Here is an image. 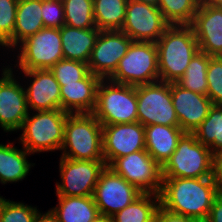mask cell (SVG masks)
Returning <instances> with one entry per match:
<instances>
[{
    "instance_id": "1",
    "label": "cell",
    "mask_w": 222,
    "mask_h": 222,
    "mask_svg": "<svg viewBox=\"0 0 222 222\" xmlns=\"http://www.w3.org/2000/svg\"><path fill=\"white\" fill-rule=\"evenodd\" d=\"M221 189L214 177H162L160 206L172 213L194 219H207Z\"/></svg>"
},
{
    "instance_id": "2",
    "label": "cell",
    "mask_w": 222,
    "mask_h": 222,
    "mask_svg": "<svg viewBox=\"0 0 222 222\" xmlns=\"http://www.w3.org/2000/svg\"><path fill=\"white\" fill-rule=\"evenodd\" d=\"M160 81L177 83L193 56L199 52L190 25H170L156 42Z\"/></svg>"
},
{
    "instance_id": "3",
    "label": "cell",
    "mask_w": 222,
    "mask_h": 222,
    "mask_svg": "<svg viewBox=\"0 0 222 222\" xmlns=\"http://www.w3.org/2000/svg\"><path fill=\"white\" fill-rule=\"evenodd\" d=\"M102 132L103 125L92 113L68 114L61 157L104 161Z\"/></svg>"
},
{
    "instance_id": "4",
    "label": "cell",
    "mask_w": 222,
    "mask_h": 222,
    "mask_svg": "<svg viewBox=\"0 0 222 222\" xmlns=\"http://www.w3.org/2000/svg\"><path fill=\"white\" fill-rule=\"evenodd\" d=\"M69 113L61 109L35 111L28 116L20 128V142L31 155L37 152L60 150L64 141V127Z\"/></svg>"
},
{
    "instance_id": "5",
    "label": "cell",
    "mask_w": 222,
    "mask_h": 222,
    "mask_svg": "<svg viewBox=\"0 0 222 222\" xmlns=\"http://www.w3.org/2000/svg\"><path fill=\"white\" fill-rule=\"evenodd\" d=\"M213 161L211 150L200 143L193 133L185 132L171 157L162 166V177H213Z\"/></svg>"
},
{
    "instance_id": "6",
    "label": "cell",
    "mask_w": 222,
    "mask_h": 222,
    "mask_svg": "<svg viewBox=\"0 0 222 222\" xmlns=\"http://www.w3.org/2000/svg\"><path fill=\"white\" fill-rule=\"evenodd\" d=\"M92 114L102 125L137 122L136 87L102 79Z\"/></svg>"
},
{
    "instance_id": "7",
    "label": "cell",
    "mask_w": 222,
    "mask_h": 222,
    "mask_svg": "<svg viewBox=\"0 0 222 222\" xmlns=\"http://www.w3.org/2000/svg\"><path fill=\"white\" fill-rule=\"evenodd\" d=\"M108 79L135 87L160 81L156 43L133 41Z\"/></svg>"
},
{
    "instance_id": "8",
    "label": "cell",
    "mask_w": 222,
    "mask_h": 222,
    "mask_svg": "<svg viewBox=\"0 0 222 222\" xmlns=\"http://www.w3.org/2000/svg\"><path fill=\"white\" fill-rule=\"evenodd\" d=\"M17 64L21 71L50 69L64 59L60 28L44 27L18 45Z\"/></svg>"
},
{
    "instance_id": "9",
    "label": "cell",
    "mask_w": 222,
    "mask_h": 222,
    "mask_svg": "<svg viewBox=\"0 0 222 222\" xmlns=\"http://www.w3.org/2000/svg\"><path fill=\"white\" fill-rule=\"evenodd\" d=\"M138 122L143 126H179L171 97V83L157 81L136 86Z\"/></svg>"
},
{
    "instance_id": "10",
    "label": "cell",
    "mask_w": 222,
    "mask_h": 222,
    "mask_svg": "<svg viewBox=\"0 0 222 222\" xmlns=\"http://www.w3.org/2000/svg\"><path fill=\"white\" fill-rule=\"evenodd\" d=\"M108 167L142 193L161 192L162 167L146 150L116 158Z\"/></svg>"
},
{
    "instance_id": "11",
    "label": "cell",
    "mask_w": 222,
    "mask_h": 222,
    "mask_svg": "<svg viewBox=\"0 0 222 222\" xmlns=\"http://www.w3.org/2000/svg\"><path fill=\"white\" fill-rule=\"evenodd\" d=\"M62 183H56L57 196H92L105 161L75 160L60 157Z\"/></svg>"
},
{
    "instance_id": "12",
    "label": "cell",
    "mask_w": 222,
    "mask_h": 222,
    "mask_svg": "<svg viewBox=\"0 0 222 222\" xmlns=\"http://www.w3.org/2000/svg\"><path fill=\"white\" fill-rule=\"evenodd\" d=\"M169 26L158 7L128 0L125 21L120 31L134 42L156 43Z\"/></svg>"
},
{
    "instance_id": "13",
    "label": "cell",
    "mask_w": 222,
    "mask_h": 222,
    "mask_svg": "<svg viewBox=\"0 0 222 222\" xmlns=\"http://www.w3.org/2000/svg\"><path fill=\"white\" fill-rule=\"evenodd\" d=\"M142 192L108 166L101 172L93 192L99 214L113 216L136 200Z\"/></svg>"
},
{
    "instance_id": "14",
    "label": "cell",
    "mask_w": 222,
    "mask_h": 222,
    "mask_svg": "<svg viewBox=\"0 0 222 222\" xmlns=\"http://www.w3.org/2000/svg\"><path fill=\"white\" fill-rule=\"evenodd\" d=\"M133 40L120 30L100 31L88 62L90 72L108 79L127 53Z\"/></svg>"
},
{
    "instance_id": "15",
    "label": "cell",
    "mask_w": 222,
    "mask_h": 222,
    "mask_svg": "<svg viewBox=\"0 0 222 222\" xmlns=\"http://www.w3.org/2000/svg\"><path fill=\"white\" fill-rule=\"evenodd\" d=\"M0 78V127L5 132L19 130L29 112L26 91L14 78L13 68L2 69Z\"/></svg>"
},
{
    "instance_id": "16",
    "label": "cell",
    "mask_w": 222,
    "mask_h": 222,
    "mask_svg": "<svg viewBox=\"0 0 222 222\" xmlns=\"http://www.w3.org/2000/svg\"><path fill=\"white\" fill-rule=\"evenodd\" d=\"M103 158L109 166L116 158L145 150V128L137 122L103 125Z\"/></svg>"
},
{
    "instance_id": "17",
    "label": "cell",
    "mask_w": 222,
    "mask_h": 222,
    "mask_svg": "<svg viewBox=\"0 0 222 222\" xmlns=\"http://www.w3.org/2000/svg\"><path fill=\"white\" fill-rule=\"evenodd\" d=\"M199 51L211 57L222 56V8L201 1L190 24Z\"/></svg>"
},
{
    "instance_id": "18",
    "label": "cell",
    "mask_w": 222,
    "mask_h": 222,
    "mask_svg": "<svg viewBox=\"0 0 222 222\" xmlns=\"http://www.w3.org/2000/svg\"><path fill=\"white\" fill-rule=\"evenodd\" d=\"M171 97L179 127L188 133H193L213 106L208 96L186 90L177 83H171Z\"/></svg>"
},
{
    "instance_id": "19",
    "label": "cell",
    "mask_w": 222,
    "mask_h": 222,
    "mask_svg": "<svg viewBox=\"0 0 222 222\" xmlns=\"http://www.w3.org/2000/svg\"><path fill=\"white\" fill-rule=\"evenodd\" d=\"M21 72L32 81L25 88L28 109L33 112L61 109V87L49 69Z\"/></svg>"
},
{
    "instance_id": "20",
    "label": "cell",
    "mask_w": 222,
    "mask_h": 222,
    "mask_svg": "<svg viewBox=\"0 0 222 222\" xmlns=\"http://www.w3.org/2000/svg\"><path fill=\"white\" fill-rule=\"evenodd\" d=\"M102 79L89 72L82 80L61 87V110L69 114L92 113Z\"/></svg>"
},
{
    "instance_id": "21",
    "label": "cell",
    "mask_w": 222,
    "mask_h": 222,
    "mask_svg": "<svg viewBox=\"0 0 222 222\" xmlns=\"http://www.w3.org/2000/svg\"><path fill=\"white\" fill-rule=\"evenodd\" d=\"M145 128V150L162 167L185 133L179 126L153 124Z\"/></svg>"
},
{
    "instance_id": "22",
    "label": "cell",
    "mask_w": 222,
    "mask_h": 222,
    "mask_svg": "<svg viewBox=\"0 0 222 222\" xmlns=\"http://www.w3.org/2000/svg\"><path fill=\"white\" fill-rule=\"evenodd\" d=\"M99 33L98 28L80 29L63 25L60 35L64 59L88 64Z\"/></svg>"
},
{
    "instance_id": "23",
    "label": "cell",
    "mask_w": 222,
    "mask_h": 222,
    "mask_svg": "<svg viewBox=\"0 0 222 222\" xmlns=\"http://www.w3.org/2000/svg\"><path fill=\"white\" fill-rule=\"evenodd\" d=\"M44 28L41 0H18L16 22L12 38L4 45L7 49L18 45Z\"/></svg>"
},
{
    "instance_id": "24",
    "label": "cell",
    "mask_w": 222,
    "mask_h": 222,
    "mask_svg": "<svg viewBox=\"0 0 222 222\" xmlns=\"http://www.w3.org/2000/svg\"><path fill=\"white\" fill-rule=\"evenodd\" d=\"M58 205L51 208L58 222H92L98 215L93 196H57Z\"/></svg>"
},
{
    "instance_id": "25",
    "label": "cell",
    "mask_w": 222,
    "mask_h": 222,
    "mask_svg": "<svg viewBox=\"0 0 222 222\" xmlns=\"http://www.w3.org/2000/svg\"><path fill=\"white\" fill-rule=\"evenodd\" d=\"M18 149L13 143L0 144V182L6 184L9 182H19L28 175L30 168L34 163L27 160L29 152Z\"/></svg>"
},
{
    "instance_id": "26",
    "label": "cell",
    "mask_w": 222,
    "mask_h": 222,
    "mask_svg": "<svg viewBox=\"0 0 222 222\" xmlns=\"http://www.w3.org/2000/svg\"><path fill=\"white\" fill-rule=\"evenodd\" d=\"M160 206L159 195L142 193L123 210L111 216L113 222H155Z\"/></svg>"
},
{
    "instance_id": "27",
    "label": "cell",
    "mask_w": 222,
    "mask_h": 222,
    "mask_svg": "<svg viewBox=\"0 0 222 222\" xmlns=\"http://www.w3.org/2000/svg\"><path fill=\"white\" fill-rule=\"evenodd\" d=\"M128 0H93L94 21L100 31L121 30Z\"/></svg>"
},
{
    "instance_id": "28",
    "label": "cell",
    "mask_w": 222,
    "mask_h": 222,
    "mask_svg": "<svg viewBox=\"0 0 222 222\" xmlns=\"http://www.w3.org/2000/svg\"><path fill=\"white\" fill-rule=\"evenodd\" d=\"M193 134L200 143L211 150L213 155L222 151V105H213L208 116Z\"/></svg>"
},
{
    "instance_id": "29",
    "label": "cell",
    "mask_w": 222,
    "mask_h": 222,
    "mask_svg": "<svg viewBox=\"0 0 222 222\" xmlns=\"http://www.w3.org/2000/svg\"><path fill=\"white\" fill-rule=\"evenodd\" d=\"M209 60V55L201 51L197 52L191 59L184 75L177 81V84L186 90L207 96V67Z\"/></svg>"
},
{
    "instance_id": "30",
    "label": "cell",
    "mask_w": 222,
    "mask_h": 222,
    "mask_svg": "<svg viewBox=\"0 0 222 222\" xmlns=\"http://www.w3.org/2000/svg\"><path fill=\"white\" fill-rule=\"evenodd\" d=\"M202 0H159L158 8L170 25H190Z\"/></svg>"
},
{
    "instance_id": "31",
    "label": "cell",
    "mask_w": 222,
    "mask_h": 222,
    "mask_svg": "<svg viewBox=\"0 0 222 222\" xmlns=\"http://www.w3.org/2000/svg\"><path fill=\"white\" fill-rule=\"evenodd\" d=\"M65 25L80 28H97L94 21L93 0H62Z\"/></svg>"
},
{
    "instance_id": "32",
    "label": "cell",
    "mask_w": 222,
    "mask_h": 222,
    "mask_svg": "<svg viewBox=\"0 0 222 222\" xmlns=\"http://www.w3.org/2000/svg\"><path fill=\"white\" fill-rule=\"evenodd\" d=\"M60 86L76 83L82 80L89 72L87 63L76 60H59L49 69Z\"/></svg>"
},
{
    "instance_id": "33",
    "label": "cell",
    "mask_w": 222,
    "mask_h": 222,
    "mask_svg": "<svg viewBox=\"0 0 222 222\" xmlns=\"http://www.w3.org/2000/svg\"><path fill=\"white\" fill-rule=\"evenodd\" d=\"M38 213L36 207L3 199L0 205V222H34Z\"/></svg>"
},
{
    "instance_id": "34",
    "label": "cell",
    "mask_w": 222,
    "mask_h": 222,
    "mask_svg": "<svg viewBox=\"0 0 222 222\" xmlns=\"http://www.w3.org/2000/svg\"><path fill=\"white\" fill-rule=\"evenodd\" d=\"M207 81V96L213 105H222V56H210L207 67Z\"/></svg>"
},
{
    "instance_id": "35",
    "label": "cell",
    "mask_w": 222,
    "mask_h": 222,
    "mask_svg": "<svg viewBox=\"0 0 222 222\" xmlns=\"http://www.w3.org/2000/svg\"><path fill=\"white\" fill-rule=\"evenodd\" d=\"M18 0H0V45L12 38L16 22Z\"/></svg>"
},
{
    "instance_id": "36",
    "label": "cell",
    "mask_w": 222,
    "mask_h": 222,
    "mask_svg": "<svg viewBox=\"0 0 222 222\" xmlns=\"http://www.w3.org/2000/svg\"><path fill=\"white\" fill-rule=\"evenodd\" d=\"M44 27L61 28L65 25L62 0H41Z\"/></svg>"
},
{
    "instance_id": "37",
    "label": "cell",
    "mask_w": 222,
    "mask_h": 222,
    "mask_svg": "<svg viewBox=\"0 0 222 222\" xmlns=\"http://www.w3.org/2000/svg\"><path fill=\"white\" fill-rule=\"evenodd\" d=\"M194 218L172 213L159 206L155 222H192Z\"/></svg>"
},
{
    "instance_id": "38",
    "label": "cell",
    "mask_w": 222,
    "mask_h": 222,
    "mask_svg": "<svg viewBox=\"0 0 222 222\" xmlns=\"http://www.w3.org/2000/svg\"><path fill=\"white\" fill-rule=\"evenodd\" d=\"M207 220L209 222H222V190L215 197L212 207L209 211Z\"/></svg>"
},
{
    "instance_id": "39",
    "label": "cell",
    "mask_w": 222,
    "mask_h": 222,
    "mask_svg": "<svg viewBox=\"0 0 222 222\" xmlns=\"http://www.w3.org/2000/svg\"><path fill=\"white\" fill-rule=\"evenodd\" d=\"M213 177L217 181L220 189L222 190V151H219L214 154Z\"/></svg>"
},
{
    "instance_id": "40",
    "label": "cell",
    "mask_w": 222,
    "mask_h": 222,
    "mask_svg": "<svg viewBox=\"0 0 222 222\" xmlns=\"http://www.w3.org/2000/svg\"><path fill=\"white\" fill-rule=\"evenodd\" d=\"M34 222H58V219L50 209L44 214L38 211Z\"/></svg>"
},
{
    "instance_id": "41",
    "label": "cell",
    "mask_w": 222,
    "mask_h": 222,
    "mask_svg": "<svg viewBox=\"0 0 222 222\" xmlns=\"http://www.w3.org/2000/svg\"><path fill=\"white\" fill-rule=\"evenodd\" d=\"M92 222H113L110 216L99 214Z\"/></svg>"
},
{
    "instance_id": "42",
    "label": "cell",
    "mask_w": 222,
    "mask_h": 222,
    "mask_svg": "<svg viewBox=\"0 0 222 222\" xmlns=\"http://www.w3.org/2000/svg\"><path fill=\"white\" fill-rule=\"evenodd\" d=\"M206 4L222 8V0H203Z\"/></svg>"
},
{
    "instance_id": "43",
    "label": "cell",
    "mask_w": 222,
    "mask_h": 222,
    "mask_svg": "<svg viewBox=\"0 0 222 222\" xmlns=\"http://www.w3.org/2000/svg\"><path fill=\"white\" fill-rule=\"evenodd\" d=\"M135 1L150 4L156 7H158V3H159V0H135Z\"/></svg>"
},
{
    "instance_id": "44",
    "label": "cell",
    "mask_w": 222,
    "mask_h": 222,
    "mask_svg": "<svg viewBox=\"0 0 222 222\" xmlns=\"http://www.w3.org/2000/svg\"><path fill=\"white\" fill-rule=\"evenodd\" d=\"M192 222H209L207 219H194Z\"/></svg>"
},
{
    "instance_id": "45",
    "label": "cell",
    "mask_w": 222,
    "mask_h": 222,
    "mask_svg": "<svg viewBox=\"0 0 222 222\" xmlns=\"http://www.w3.org/2000/svg\"><path fill=\"white\" fill-rule=\"evenodd\" d=\"M3 197L2 196H0V205H1V203H2V201H3Z\"/></svg>"
}]
</instances>
